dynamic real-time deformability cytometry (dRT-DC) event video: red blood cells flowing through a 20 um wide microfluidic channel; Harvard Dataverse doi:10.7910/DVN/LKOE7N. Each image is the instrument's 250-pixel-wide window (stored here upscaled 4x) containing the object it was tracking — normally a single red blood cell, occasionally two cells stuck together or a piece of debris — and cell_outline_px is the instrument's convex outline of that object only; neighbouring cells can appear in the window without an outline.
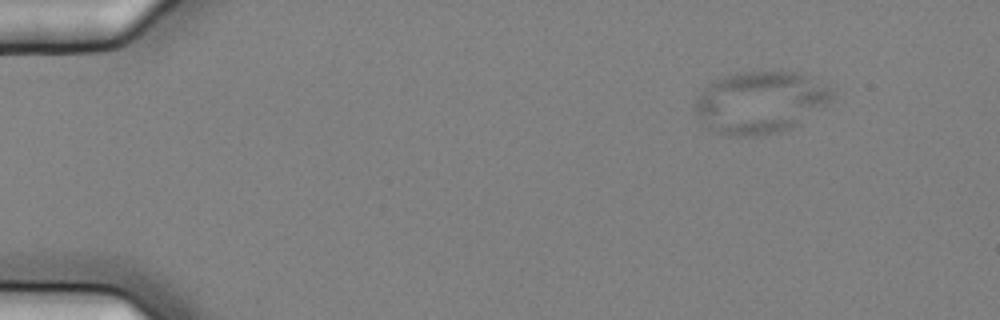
{"species": "common noctule bat (a hibernating species)", "species_latin": "Nyctalus noctula", "temperature_condition": "cold", "stored_images_in_passage": 4, "camera_frame_rate_fps": 3000, "um_per_image_px": 0.085, "animal": {"sex": "female", "body_mass_g": 25.1}, "frame": {"image": 1, "passage_image": 1, "time_ms": 0.0, "image_size_px": [1000, 320], "cell_outline_px": [[832, 100], [800, 124], [792, 128], [780, 132], [752, 136], [728, 136], [708, 132], [696, 112], [696, 96], [708, 84], [716, 80], [736, 72], [796, 72], [832, 88]], "centroid_in_image_um": [64.58, 8.73], "position_along_channel_um": 20.4, "area_um2": 49.53}}